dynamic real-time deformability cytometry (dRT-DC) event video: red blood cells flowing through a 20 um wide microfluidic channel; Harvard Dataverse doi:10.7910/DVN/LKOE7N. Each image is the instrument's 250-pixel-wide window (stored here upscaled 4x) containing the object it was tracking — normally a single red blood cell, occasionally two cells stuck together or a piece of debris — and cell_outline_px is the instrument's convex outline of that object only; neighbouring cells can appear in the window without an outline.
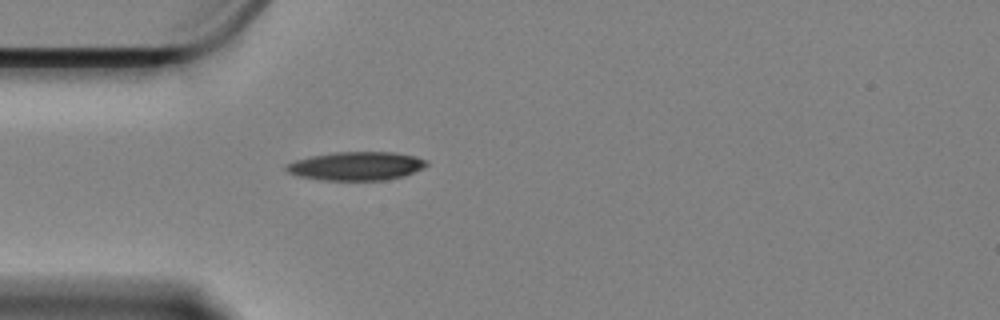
{"species": "Egyptian fruit bat (a non-hibernating species)", "species_latin": "Rousettus aegyptiacus", "temperature_condition": "cold", "stored_images_in_passage": 43, "camera_frame_rate_fps": 3000, "um_per_image_px": 0.085, "animal": {"sex": "female"}, "frame": {"image": 1, "passage_image": 1, "time_ms": 0.0, "image_size_px": [1000, 320], "cell_outline_px": [[428, 164], [424, 168], [404, 176], [384, 180], [324, 180], [300, 176], [288, 172], [284, 168], [288, 164], [296, 160], [312, 156], [332, 152], [396, 152], [416, 156], [428, 160]], "centroid_in_image_um": [30.34, 14.1], "position_along_channel_um": 54.7, "area_um2": 23.35}}
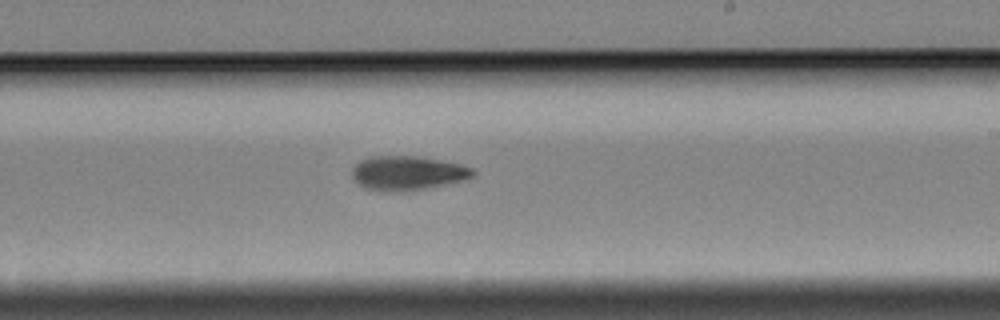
{"frame": {"image": 2, "passage_image": 19, "time_ms": 6.0, "image_size_px": [1000, 320], "cell_outline_px": [[476, 172], [472, 176], [460, 180], [444, 184], [408, 192], [396, 192], [364, 188], [352, 176], [352, 168], [360, 160], [376, 156], [416, 156], [460, 164], [472, 168]], "centroid_in_image_um": [34.61, 14.71], "position_along_channel_um": 254.4, "area_um2": 23.76}}
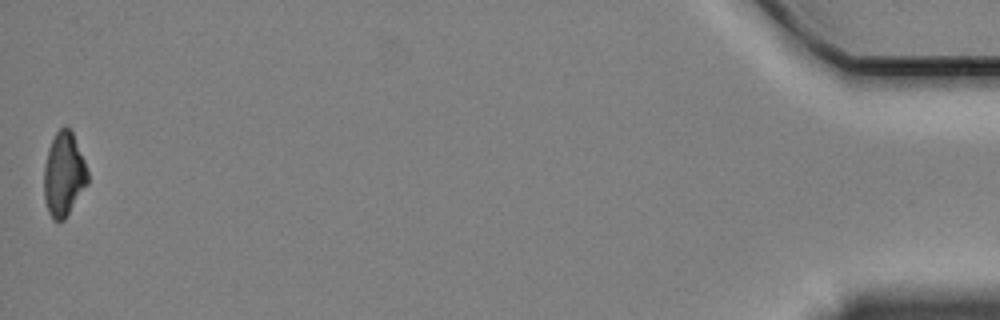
{"frame": {"image": 3, "passage_image": 43, "time_ms": 14.0, "image_size_px": [1000, 320], "cell_outline_px": [[88, 184], [64, 220], [52, 220], [48, 212], [44, 200], [44, 164], [48, 148], [56, 132], [64, 124], [72, 132], [84, 160], [88, 172]], "centroid_in_image_um": [5.41, 14.83], "position_along_channel_um": 429.8, "area_um2": 21.44}, "authors_computed_cell_mechanics": {"area_um2": 23.2356, "velocity_mm_per_s": 3.3886, "shape_relaxation_time_tau1_ms": 3.3882, "shape_relaxation_time_tau2_ms": null, "deformation_change_tau1": 0.1175, "deformation_change_tau2": null}}